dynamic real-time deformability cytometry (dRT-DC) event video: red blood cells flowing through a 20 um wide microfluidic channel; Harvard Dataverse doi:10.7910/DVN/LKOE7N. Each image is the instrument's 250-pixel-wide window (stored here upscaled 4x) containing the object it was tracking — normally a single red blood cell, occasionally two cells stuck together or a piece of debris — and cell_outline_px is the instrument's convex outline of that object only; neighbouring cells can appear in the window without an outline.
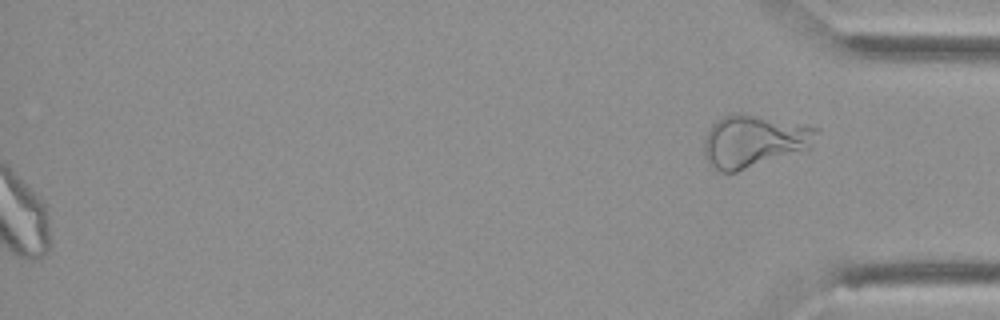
{"species": "Egyptian fruit bat (a non-hibernating species)", "species_latin": "Rousettus aegyptiacus", "temperature_condition": "cold", "stored_images_in_passage": 45, "segment_of_instrument_passage": [2, 2], "camera_frame_rate_fps": 3000, "um_per_image_px": 0.085, "animal": {"sex": "female"}, "frame": {"image": 1, "passage_image": 45, "time_ms": 14.667, "image_size_px": [1000, 320], "cell_outline_px": [[820, 128], [812, 148], [736, 172], [720, 172], [712, 168], [704, 152], [704, 140], [712, 124], [716, 120], [724, 116], [736, 112], [744, 112]], "centroid_in_image_um": [64.1, 11.98], "position_along_channel_um": 371.1, "area_um2": 34.56}}